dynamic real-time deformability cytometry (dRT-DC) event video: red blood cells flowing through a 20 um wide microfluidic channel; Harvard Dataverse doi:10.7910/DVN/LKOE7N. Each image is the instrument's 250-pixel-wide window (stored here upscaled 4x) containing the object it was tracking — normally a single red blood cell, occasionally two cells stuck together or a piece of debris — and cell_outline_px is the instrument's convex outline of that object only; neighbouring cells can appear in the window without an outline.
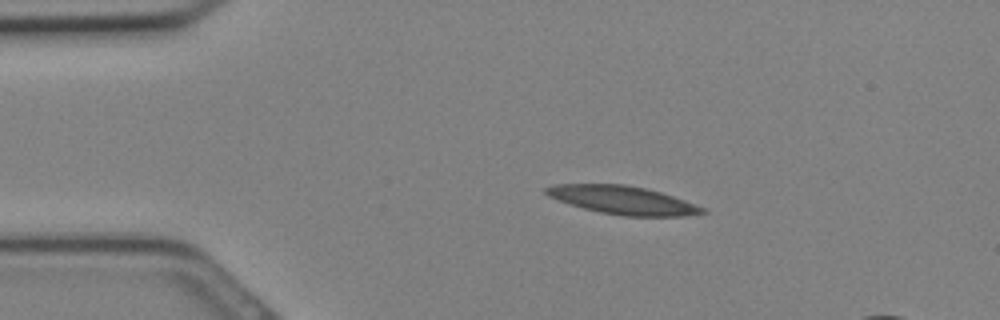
{"species": "Egyptian fruit bat (a non-hibernating species)", "species_latin": "Rousettus aegyptiacus", "temperature_condition": "cold", "stored_images_in_passage": 9, "camera_frame_rate_fps": 3000, "um_per_image_px": 0.085, "animal": {"sex": "female"}, "frame": {"image": 1, "passage_image": 2, "time_ms": 0.333, "image_size_px": [1000, 320], "cell_outline_px": [[708, 212], [684, 216], [624, 216], [600, 212], [584, 208], [548, 196], [544, 192], [544, 188], [556, 184], [624, 184], [644, 188], [660, 192], [684, 200], [704, 208]], "centroid_in_image_um": [52.94, 17.01], "position_along_channel_um": 32.1, "area_um2": 25.37}}
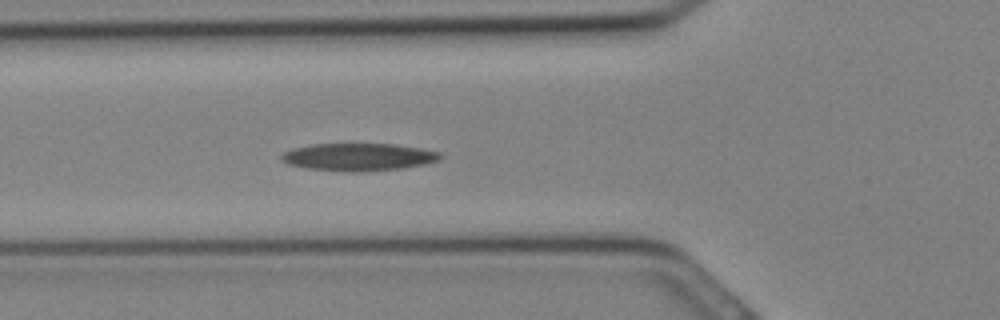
{"frame": {"image": 2, "passage_image": 7, "time_ms": 2.0, "image_size_px": [1000, 320], "cell_outline_px": [[444, 156], [436, 160], [424, 164], [400, 168], [364, 172], [352, 172], [308, 168], [288, 164], [280, 160], [280, 156], [284, 152], [292, 148], [312, 144], [392, 144], [420, 148], [440, 152]], "centroid_in_image_um": [30.44, 13.34], "position_along_channel_um": 95.4, "area_um2": 25.37}}
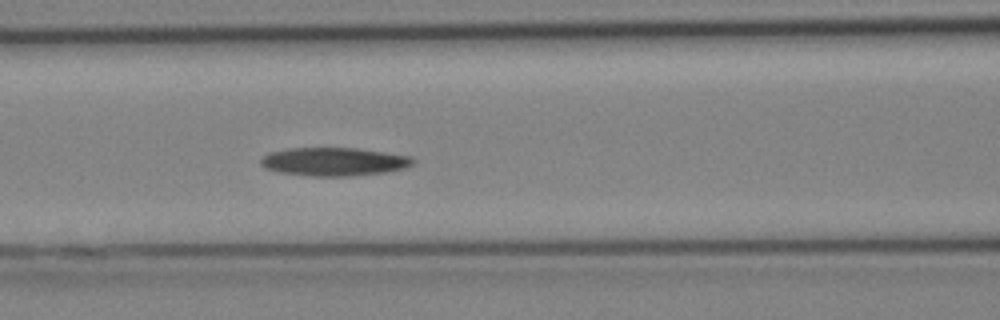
{"frame": {"image": 3, "passage_image": 9, "time_ms": 2.667, "image_size_px": [1000, 320], "cell_outline_px": [[416, 160], [412, 164], [404, 168], [388, 172], [352, 176], [308, 176], [280, 172], [264, 168], [260, 164], [260, 160], [268, 152], [288, 148], [356, 148], [412, 156]], "centroid_in_image_um": [28.39, 13.74], "position_along_channel_um": 138.2, "area_um2": 25.32}}